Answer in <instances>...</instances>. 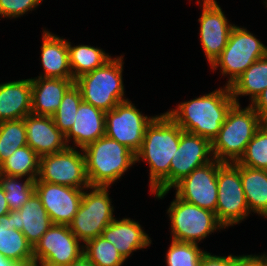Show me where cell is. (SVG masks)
Masks as SVG:
<instances>
[{
	"mask_svg": "<svg viewBox=\"0 0 267 266\" xmlns=\"http://www.w3.org/2000/svg\"><path fill=\"white\" fill-rule=\"evenodd\" d=\"M182 128L165 112L146 127L142 146L135 154L136 163L149 165V189L155 198H165L170 191V165L179 148Z\"/></svg>",
	"mask_w": 267,
	"mask_h": 266,
	"instance_id": "1",
	"label": "cell"
},
{
	"mask_svg": "<svg viewBox=\"0 0 267 266\" xmlns=\"http://www.w3.org/2000/svg\"><path fill=\"white\" fill-rule=\"evenodd\" d=\"M234 104L231 89L225 85L195 99L180 102L175 109H170L166 113L184 132L207 138L212 142Z\"/></svg>",
	"mask_w": 267,
	"mask_h": 266,
	"instance_id": "2",
	"label": "cell"
},
{
	"mask_svg": "<svg viewBox=\"0 0 267 266\" xmlns=\"http://www.w3.org/2000/svg\"><path fill=\"white\" fill-rule=\"evenodd\" d=\"M90 186H112L136 164V156L125 145L102 136L83 149Z\"/></svg>",
	"mask_w": 267,
	"mask_h": 266,
	"instance_id": "3",
	"label": "cell"
},
{
	"mask_svg": "<svg viewBox=\"0 0 267 266\" xmlns=\"http://www.w3.org/2000/svg\"><path fill=\"white\" fill-rule=\"evenodd\" d=\"M263 123L250 105L242 108L240 104H234L218 135L211 142L214 159L220 162H237Z\"/></svg>",
	"mask_w": 267,
	"mask_h": 266,
	"instance_id": "4",
	"label": "cell"
},
{
	"mask_svg": "<svg viewBox=\"0 0 267 266\" xmlns=\"http://www.w3.org/2000/svg\"><path fill=\"white\" fill-rule=\"evenodd\" d=\"M123 57H112L102 67L75 80L74 84L80 89L83 102L108 112L118 103L128 100L124 94Z\"/></svg>",
	"mask_w": 267,
	"mask_h": 266,
	"instance_id": "5",
	"label": "cell"
},
{
	"mask_svg": "<svg viewBox=\"0 0 267 266\" xmlns=\"http://www.w3.org/2000/svg\"><path fill=\"white\" fill-rule=\"evenodd\" d=\"M267 55V46L245 27L234 25L228 43L219 57L210 66L228 76L226 86L230 87L255 61Z\"/></svg>",
	"mask_w": 267,
	"mask_h": 266,
	"instance_id": "6",
	"label": "cell"
},
{
	"mask_svg": "<svg viewBox=\"0 0 267 266\" xmlns=\"http://www.w3.org/2000/svg\"><path fill=\"white\" fill-rule=\"evenodd\" d=\"M109 188L89 186L84 189L79 209L68 225L82 244L101 236L102 231L115 219Z\"/></svg>",
	"mask_w": 267,
	"mask_h": 266,
	"instance_id": "7",
	"label": "cell"
},
{
	"mask_svg": "<svg viewBox=\"0 0 267 266\" xmlns=\"http://www.w3.org/2000/svg\"><path fill=\"white\" fill-rule=\"evenodd\" d=\"M170 219L171 239L179 242L199 244L212 233L225 229L216 214L175 195L167 209Z\"/></svg>",
	"mask_w": 267,
	"mask_h": 266,
	"instance_id": "8",
	"label": "cell"
},
{
	"mask_svg": "<svg viewBox=\"0 0 267 266\" xmlns=\"http://www.w3.org/2000/svg\"><path fill=\"white\" fill-rule=\"evenodd\" d=\"M217 186L215 214L225 229L238 225L249 217L250 211L241 183L240 165L237 162L218 161Z\"/></svg>",
	"mask_w": 267,
	"mask_h": 266,
	"instance_id": "9",
	"label": "cell"
},
{
	"mask_svg": "<svg viewBox=\"0 0 267 266\" xmlns=\"http://www.w3.org/2000/svg\"><path fill=\"white\" fill-rule=\"evenodd\" d=\"M156 116H145L131 100H125L105 112V136L136 154L142 146L146 127Z\"/></svg>",
	"mask_w": 267,
	"mask_h": 266,
	"instance_id": "10",
	"label": "cell"
},
{
	"mask_svg": "<svg viewBox=\"0 0 267 266\" xmlns=\"http://www.w3.org/2000/svg\"><path fill=\"white\" fill-rule=\"evenodd\" d=\"M81 151V152H80ZM65 150L40 157L39 174L35 181L86 189L90 186L82 149Z\"/></svg>",
	"mask_w": 267,
	"mask_h": 266,
	"instance_id": "11",
	"label": "cell"
},
{
	"mask_svg": "<svg viewBox=\"0 0 267 266\" xmlns=\"http://www.w3.org/2000/svg\"><path fill=\"white\" fill-rule=\"evenodd\" d=\"M84 244L68 225L53 224L33 247L34 261L43 266H68L83 255Z\"/></svg>",
	"mask_w": 267,
	"mask_h": 266,
	"instance_id": "12",
	"label": "cell"
},
{
	"mask_svg": "<svg viewBox=\"0 0 267 266\" xmlns=\"http://www.w3.org/2000/svg\"><path fill=\"white\" fill-rule=\"evenodd\" d=\"M197 3L202 9L198 19L200 43L211 66L226 47L235 24L228 21L216 0H201V2L198 0Z\"/></svg>",
	"mask_w": 267,
	"mask_h": 266,
	"instance_id": "13",
	"label": "cell"
},
{
	"mask_svg": "<svg viewBox=\"0 0 267 266\" xmlns=\"http://www.w3.org/2000/svg\"><path fill=\"white\" fill-rule=\"evenodd\" d=\"M217 174L218 161L214 159L193 170L172 189L176 190L175 195L178 198L215 213L218 195Z\"/></svg>",
	"mask_w": 267,
	"mask_h": 266,
	"instance_id": "14",
	"label": "cell"
},
{
	"mask_svg": "<svg viewBox=\"0 0 267 266\" xmlns=\"http://www.w3.org/2000/svg\"><path fill=\"white\" fill-rule=\"evenodd\" d=\"M213 160L212 144L209 139L182 131L179 148L171 160L170 190L193 170Z\"/></svg>",
	"mask_w": 267,
	"mask_h": 266,
	"instance_id": "15",
	"label": "cell"
},
{
	"mask_svg": "<svg viewBox=\"0 0 267 266\" xmlns=\"http://www.w3.org/2000/svg\"><path fill=\"white\" fill-rule=\"evenodd\" d=\"M35 192L53 224L69 225L79 209L84 189L35 181Z\"/></svg>",
	"mask_w": 267,
	"mask_h": 266,
	"instance_id": "16",
	"label": "cell"
},
{
	"mask_svg": "<svg viewBox=\"0 0 267 266\" xmlns=\"http://www.w3.org/2000/svg\"><path fill=\"white\" fill-rule=\"evenodd\" d=\"M27 145L40 157L65 150V135L56 127L52 116L30 113L24 118Z\"/></svg>",
	"mask_w": 267,
	"mask_h": 266,
	"instance_id": "17",
	"label": "cell"
},
{
	"mask_svg": "<svg viewBox=\"0 0 267 266\" xmlns=\"http://www.w3.org/2000/svg\"><path fill=\"white\" fill-rule=\"evenodd\" d=\"M8 224L16 230H20L32 247L53 225L36 192L19 210L8 213Z\"/></svg>",
	"mask_w": 267,
	"mask_h": 266,
	"instance_id": "18",
	"label": "cell"
},
{
	"mask_svg": "<svg viewBox=\"0 0 267 266\" xmlns=\"http://www.w3.org/2000/svg\"><path fill=\"white\" fill-rule=\"evenodd\" d=\"M101 236L111 242L118 252L128 259L133 252L147 249L152 244L143 227L138 221L130 218L114 219L101 233Z\"/></svg>",
	"mask_w": 267,
	"mask_h": 266,
	"instance_id": "19",
	"label": "cell"
},
{
	"mask_svg": "<svg viewBox=\"0 0 267 266\" xmlns=\"http://www.w3.org/2000/svg\"><path fill=\"white\" fill-rule=\"evenodd\" d=\"M102 136H105V112L82 101L78 107L75 122L65 135L66 144L71 148L83 149Z\"/></svg>",
	"mask_w": 267,
	"mask_h": 266,
	"instance_id": "20",
	"label": "cell"
},
{
	"mask_svg": "<svg viewBox=\"0 0 267 266\" xmlns=\"http://www.w3.org/2000/svg\"><path fill=\"white\" fill-rule=\"evenodd\" d=\"M40 78L73 79L68 54V40L43 29Z\"/></svg>",
	"mask_w": 267,
	"mask_h": 266,
	"instance_id": "21",
	"label": "cell"
},
{
	"mask_svg": "<svg viewBox=\"0 0 267 266\" xmlns=\"http://www.w3.org/2000/svg\"><path fill=\"white\" fill-rule=\"evenodd\" d=\"M31 108V78L0 83V122L23 119Z\"/></svg>",
	"mask_w": 267,
	"mask_h": 266,
	"instance_id": "22",
	"label": "cell"
},
{
	"mask_svg": "<svg viewBox=\"0 0 267 266\" xmlns=\"http://www.w3.org/2000/svg\"><path fill=\"white\" fill-rule=\"evenodd\" d=\"M74 82V79L31 77V113L52 116L58 110L63 95Z\"/></svg>",
	"mask_w": 267,
	"mask_h": 266,
	"instance_id": "23",
	"label": "cell"
},
{
	"mask_svg": "<svg viewBox=\"0 0 267 266\" xmlns=\"http://www.w3.org/2000/svg\"><path fill=\"white\" fill-rule=\"evenodd\" d=\"M240 177L250 214L267 218V170L240 165Z\"/></svg>",
	"mask_w": 267,
	"mask_h": 266,
	"instance_id": "24",
	"label": "cell"
},
{
	"mask_svg": "<svg viewBox=\"0 0 267 266\" xmlns=\"http://www.w3.org/2000/svg\"><path fill=\"white\" fill-rule=\"evenodd\" d=\"M267 87V55L255 61L230 86L235 104H240L239 96H249L252 103Z\"/></svg>",
	"mask_w": 267,
	"mask_h": 266,
	"instance_id": "25",
	"label": "cell"
},
{
	"mask_svg": "<svg viewBox=\"0 0 267 266\" xmlns=\"http://www.w3.org/2000/svg\"><path fill=\"white\" fill-rule=\"evenodd\" d=\"M0 252L13 261L34 260L32 245L20 230L8 224V214L0 218Z\"/></svg>",
	"mask_w": 267,
	"mask_h": 266,
	"instance_id": "26",
	"label": "cell"
},
{
	"mask_svg": "<svg viewBox=\"0 0 267 266\" xmlns=\"http://www.w3.org/2000/svg\"><path fill=\"white\" fill-rule=\"evenodd\" d=\"M68 54L74 81L96 68L102 67L112 56L100 47L73 45L68 41Z\"/></svg>",
	"mask_w": 267,
	"mask_h": 266,
	"instance_id": "27",
	"label": "cell"
},
{
	"mask_svg": "<svg viewBox=\"0 0 267 266\" xmlns=\"http://www.w3.org/2000/svg\"><path fill=\"white\" fill-rule=\"evenodd\" d=\"M40 156L28 145L20 147L1 164V174L36 180Z\"/></svg>",
	"mask_w": 267,
	"mask_h": 266,
	"instance_id": "28",
	"label": "cell"
},
{
	"mask_svg": "<svg viewBox=\"0 0 267 266\" xmlns=\"http://www.w3.org/2000/svg\"><path fill=\"white\" fill-rule=\"evenodd\" d=\"M0 185L10 211L19 210L35 192V181L27 177L1 174Z\"/></svg>",
	"mask_w": 267,
	"mask_h": 266,
	"instance_id": "29",
	"label": "cell"
},
{
	"mask_svg": "<svg viewBox=\"0 0 267 266\" xmlns=\"http://www.w3.org/2000/svg\"><path fill=\"white\" fill-rule=\"evenodd\" d=\"M25 145H27V137L24 118L0 122V165L16 149Z\"/></svg>",
	"mask_w": 267,
	"mask_h": 266,
	"instance_id": "30",
	"label": "cell"
},
{
	"mask_svg": "<svg viewBox=\"0 0 267 266\" xmlns=\"http://www.w3.org/2000/svg\"><path fill=\"white\" fill-rule=\"evenodd\" d=\"M83 254L96 266H122L126 261L117 248L102 236L86 241Z\"/></svg>",
	"mask_w": 267,
	"mask_h": 266,
	"instance_id": "31",
	"label": "cell"
},
{
	"mask_svg": "<svg viewBox=\"0 0 267 266\" xmlns=\"http://www.w3.org/2000/svg\"><path fill=\"white\" fill-rule=\"evenodd\" d=\"M237 163L253 169L267 170V122L256 131Z\"/></svg>",
	"mask_w": 267,
	"mask_h": 266,
	"instance_id": "32",
	"label": "cell"
},
{
	"mask_svg": "<svg viewBox=\"0 0 267 266\" xmlns=\"http://www.w3.org/2000/svg\"><path fill=\"white\" fill-rule=\"evenodd\" d=\"M82 101L80 89L73 84L63 95L58 110L52 115L56 127L64 135H66L73 126L78 107Z\"/></svg>",
	"mask_w": 267,
	"mask_h": 266,
	"instance_id": "33",
	"label": "cell"
},
{
	"mask_svg": "<svg viewBox=\"0 0 267 266\" xmlns=\"http://www.w3.org/2000/svg\"><path fill=\"white\" fill-rule=\"evenodd\" d=\"M205 252L198 244L171 240L165 262L167 266H199Z\"/></svg>",
	"mask_w": 267,
	"mask_h": 266,
	"instance_id": "34",
	"label": "cell"
},
{
	"mask_svg": "<svg viewBox=\"0 0 267 266\" xmlns=\"http://www.w3.org/2000/svg\"><path fill=\"white\" fill-rule=\"evenodd\" d=\"M44 0H0L1 18H18L34 11Z\"/></svg>",
	"mask_w": 267,
	"mask_h": 266,
	"instance_id": "35",
	"label": "cell"
},
{
	"mask_svg": "<svg viewBox=\"0 0 267 266\" xmlns=\"http://www.w3.org/2000/svg\"><path fill=\"white\" fill-rule=\"evenodd\" d=\"M209 252H205L200 260L199 266H236L237 256H218Z\"/></svg>",
	"mask_w": 267,
	"mask_h": 266,
	"instance_id": "36",
	"label": "cell"
},
{
	"mask_svg": "<svg viewBox=\"0 0 267 266\" xmlns=\"http://www.w3.org/2000/svg\"><path fill=\"white\" fill-rule=\"evenodd\" d=\"M249 105L259 114L263 122H267V87Z\"/></svg>",
	"mask_w": 267,
	"mask_h": 266,
	"instance_id": "37",
	"label": "cell"
},
{
	"mask_svg": "<svg viewBox=\"0 0 267 266\" xmlns=\"http://www.w3.org/2000/svg\"><path fill=\"white\" fill-rule=\"evenodd\" d=\"M236 266H267V263L261 255L243 254L237 255Z\"/></svg>",
	"mask_w": 267,
	"mask_h": 266,
	"instance_id": "38",
	"label": "cell"
},
{
	"mask_svg": "<svg viewBox=\"0 0 267 266\" xmlns=\"http://www.w3.org/2000/svg\"><path fill=\"white\" fill-rule=\"evenodd\" d=\"M10 212L2 186L0 185V218Z\"/></svg>",
	"mask_w": 267,
	"mask_h": 266,
	"instance_id": "39",
	"label": "cell"
},
{
	"mask_svg": "<svg viewBox=\"0 0 267 266\" xmlns=\"http://www.w3.org/2000/svg\"><path fill=\"white\" fill-rule=\"evenodd\" d=\"M68 266H96L84 254L77 260L72 261Z\"/></svg>",
	"mask_w": 267,
	"mask_h": 266,
	"instance_id": "40",
	"label": "cell"
},
{
	"mask_svg": "<svg viewBox=\"0 0 267 266\" xmlns=\"http://www.w3.org/2000/svg\"><path fill=\"white\" fill-rule=\"evenodd\" d=\"M37 263L34 260L27 262L13 261L9 266H35Z\"/></svg>",
	"mask_w": 267,
	"mask_h": 266,
	"instance_id": "41",
	"label": "cell"
},
{
	"mask_svg": "<svg viewBox=\"0 0 267 266\" xmlns=\"http://www.w3.org/2000/svg\"><path fill=\"white\" fill-rule=\"evenodd\" d=\"M12 262L13 260L5 258L0 252V266H9Z\"/></svg>",
	"mask_w": 267,
	"mask_h": 266,
	"instance_id": "42",
	"label": "cell"
},
{
	"mask_svg": "<svg viewBox=\"0 0 267 266\" xmlns=\"http://www.w3.org/2000/svg\"><path fill=\"white\" fill-rule=\"evenodd\" d=\"M261 256L264 258V260H265L266 263H267V253H263V254H261Z\"/></svg>",
	"mask_w": 267,
	"mask_h": 266,
	"instance_id": "43",
	"label": "cell"
},
{
	"mask_svg": "<svg viewBox=\"0 0 267 266\" xmlns=\"http://www.w3.org/2000/svg\"><path fill=\"white\" fill-rule=\"evenodd\" d=\"M263 3H265V6L267 7V0H265Z\"/></svg>",
	"mask_w": 267,
	"mask_h": 266,
	"instance_id": "44",
	"label": "cell"
}]
</instances>
